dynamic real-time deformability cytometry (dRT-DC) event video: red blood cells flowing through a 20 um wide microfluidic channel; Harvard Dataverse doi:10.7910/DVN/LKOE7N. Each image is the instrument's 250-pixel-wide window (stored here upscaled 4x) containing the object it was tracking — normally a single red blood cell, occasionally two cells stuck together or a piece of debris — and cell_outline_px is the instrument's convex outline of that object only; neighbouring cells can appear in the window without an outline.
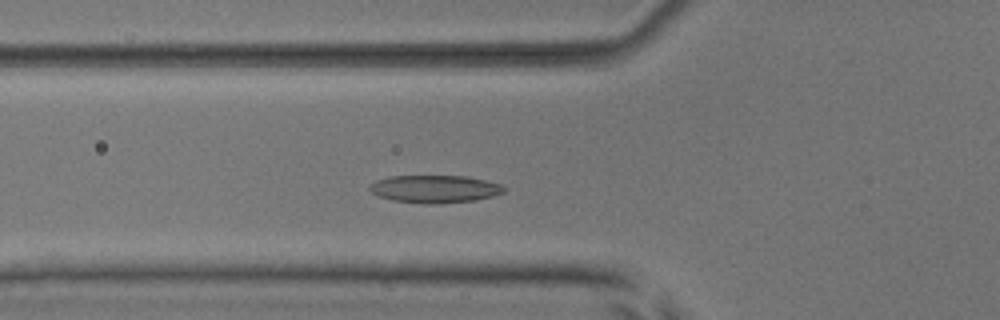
{"species": "common noctule bat (a hibernating species)", "species_latin": "Nyctalus noctula", "temperature_condition": "room temperature", "stored_images_in_passage": 46, "camera_frame_rate_fps": 3000, "um_per_image_px": 0.085, "animal": {"sex": "male", "body_mass_g": 17.9, "forearm_length_mm": 54.2}, "frame": {"image": 1, "passage_image": 13, "time_ms": 4.0, "image_size_px": [1000, 320], "cell_outline_px": [[504, 192], [492, 196], [476, 200], [440, 204], [424, 204], [392, 200], [380, 196], [372, 192], [368, 188], [376, 180], [388, 176], [468, 176], [500, 184], [504, 188]], "centroid_in_image_um": [36.95, 16.06], "position_along_channel_um": 88.9, "area_um2": 21.62}}
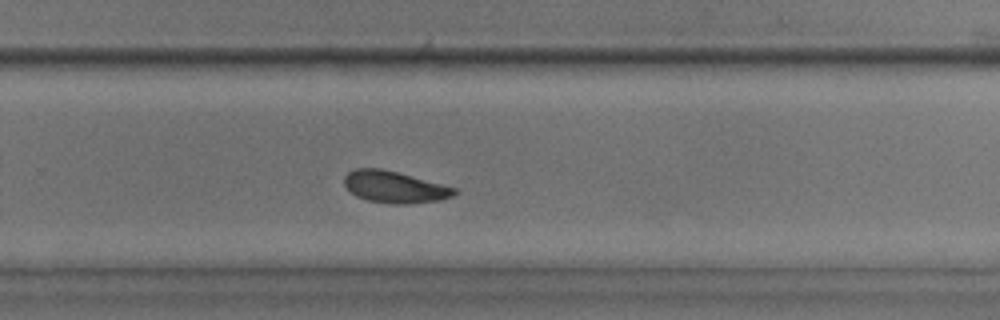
{"frame": {"image": 2, "passage_image": 29, "time_ms": 9.333, "image_size_px": [1000, 320], "cell_outline_px": [[456, 192], [452, 196], [440, 200], [408, 204], [392, 204], [368, 200], [356, 196], [344, 184], [344, 176], [348, 172], [356, 168], [380, 168], [396, 172], [456, 188]], "centroid_in_image_um": [33.51, 15.9], "position_along_channel_um": 296.3, "area_um2": 20.06}}
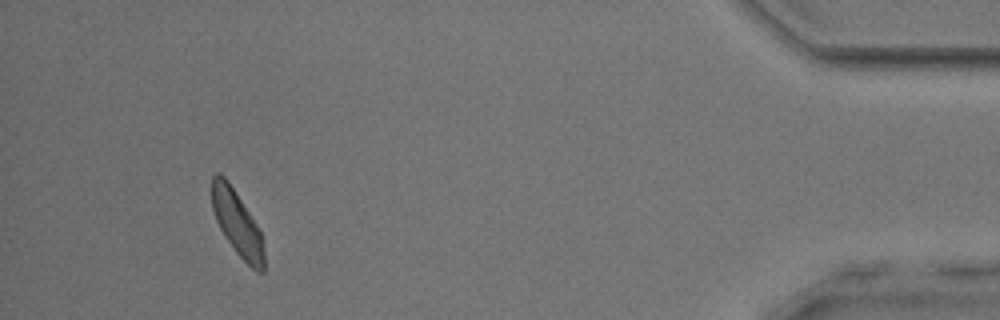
{"frame": {"image": 3, "passage_image": 43, "time_ms": 14.0, "image_size_px": [1000, 320], "cell_outline_px": [[264, 272], [256, 272], [236, 252], [220, 228], [216, 220], [212, 208], [212, 176], [216, 172], [224, 176], [228, 180], [260, 228], [264, 252]], "centroid_in_image_um": [20.17, 18.96], "position_along_channel_um": 415.0, "area_um2": 19.65}, "authors_computed_cell_mechanics": {"area_um2": 20.8658, "velocity_mm_per_s": 3.9066, "shape_relaxation_time_tau1_ms": 3.079, "shape_relaxation_time_tau2_ms": 2.5097, "deformation_change_tau1": 0.1084, "deformation_change_tau2": 0.0864}}